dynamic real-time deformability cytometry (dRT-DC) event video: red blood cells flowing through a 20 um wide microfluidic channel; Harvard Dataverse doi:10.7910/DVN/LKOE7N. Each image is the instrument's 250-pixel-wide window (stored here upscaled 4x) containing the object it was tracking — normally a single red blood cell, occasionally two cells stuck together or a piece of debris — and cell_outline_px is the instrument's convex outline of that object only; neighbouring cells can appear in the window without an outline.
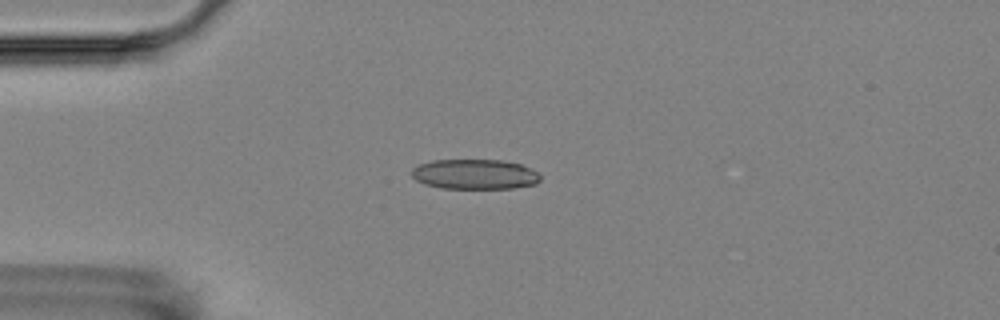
{"species": "Egyptian fruit bat (a non-hibernating species)", "species_latin": "Rousettus aegyptiacus", "temperature_condition": "room temperature", "stored_images_in_passage": 16, "camera_frame_rate_fps": 3000, "um_per_image_px": 0.085, "animal": {"sex": "female"}, "frame": {"image": 1, "passage_image": 4, "time_ms": 4.0, "image_size_px": [1000, 320], "cell_outline_px": [[540, 180], [536, 184], [512, 188], [440, 188], [424, 184], [416, 180], [412, 176], [412, 168], [416, 164], [432, 160], [500, 160], [520, 164], [532, 168], [540, 176]], "centroid_in_image_um": [40.32, 14.8], "position_along_channel_um": 44.7, "area_um2": 22.6}}
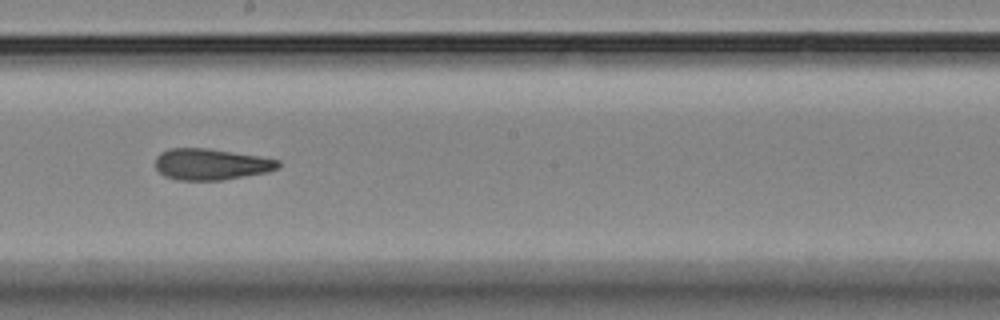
{"frame": {"image": 2, "passage_image": 9, "time_ms": 9.667, "image_size_px": [1000, 320], "cell_outline_px": [[280, 164], [276, 168], [268, 172], [220, 180], [176, 180], [164, 176], [156, 168], [156, 156], [160, 152], [168, 148], [208, 148], [280, 160]], "centroid_in_image_um": [17.89, 13.96], "position_along_channel_um": 230.3, "area_um2": 22.25}}
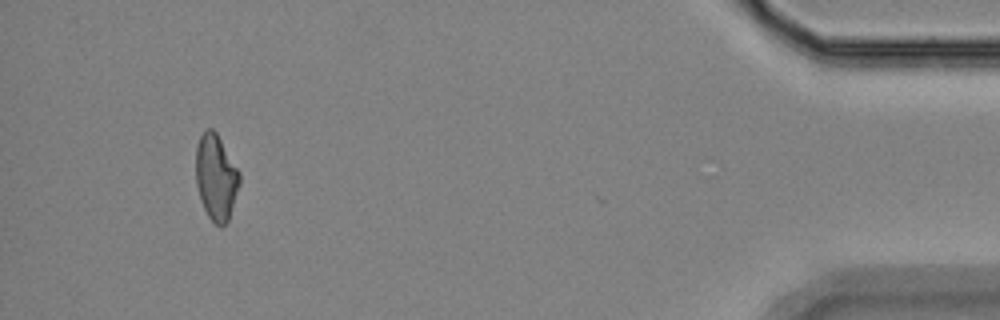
{"frame": {"image": 3, "passage_image": 15, "time_ms": 16.667, "image_size_px": [1000, 320], "cell_outline_px": [[240, 184], [228, 220], [220, 228], [208, 216], [200, 200], [196, 184], [196, 148], [200, 136], [208, 128], [212, 128], [216, 132], [240, 172]], "centroid_in_image_um": [18.36, 15.07], "position_along_channel_um": 416.8, "area_um2": 21.73}, "authors_computed_cell_mechanics": {"area_um2": 22.3108, "velocity_mm_per_s": 3.6127, "shape_relaxation_time_tau1_ms": 8.7279, "shape_relaxation_time_tau2_ms": 2.5947, "deformation_change_tau1": 0.212, "deformation_change_tau2": 0.0911}}